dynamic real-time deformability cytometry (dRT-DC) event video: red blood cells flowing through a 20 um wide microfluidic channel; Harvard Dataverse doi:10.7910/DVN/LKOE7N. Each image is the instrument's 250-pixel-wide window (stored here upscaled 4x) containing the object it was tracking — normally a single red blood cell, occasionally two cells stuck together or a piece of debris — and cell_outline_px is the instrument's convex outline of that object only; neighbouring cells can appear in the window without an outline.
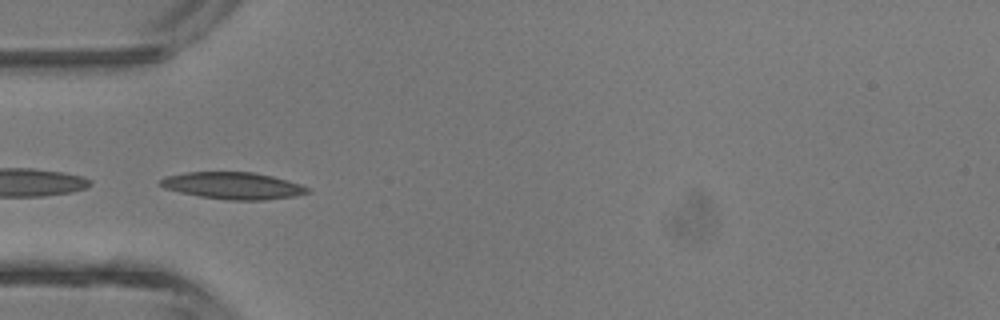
{"species": "common noctule bat (a hibernating species)", "species_latin": "Nyctalus noctula", "temperature_condition": "room temperature", "stored_images_in_passage": 3, "camera_frame_rate_fps": 3000, "um_per_image_px": 0.085, "animal": {"sex": "male", "body_mass_g": 13.3}, "frame": {"image": 1, "passage_image": 2, "time_ms": 2.333, "image_size_px": [1000, 320], "cell_outline_px": [[312, 192], [296, 196], [264, 200], [224, 200], [200, 196], [180, 192], [164, 188], [160, 184], [160, 180], [168, 176], [188, 172], [252, 172], [272, 176], [288, 180], [312, 188]], "centroid_in_image_um": [19.88, 15.79], "position_along_channel_um": 65.1, "area_um2": 23.12}}
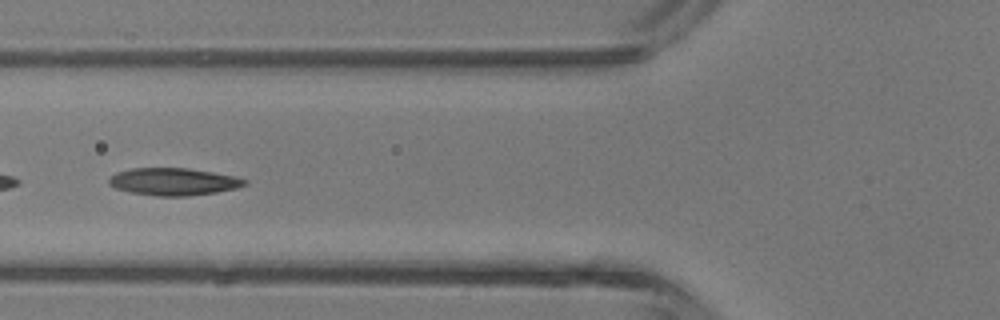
{"frame": {"image": 2, "passage_image": 3, "time_ms": 3.333, "image_size_px": [1000, 320], "cell_outline_px": [[248, 184], [236, 188], [216, 192], [188, 196], [156, 196], [132, 192], [116, 188], [108, 184], [108, 176], [116, 172], [132, 168], [188, 168], [236, 176], [248, 180]], "centroid_in_image_um": [14.75, 15.43], "position_along_channel_um": 111.1, "area_um2": 21.73}}